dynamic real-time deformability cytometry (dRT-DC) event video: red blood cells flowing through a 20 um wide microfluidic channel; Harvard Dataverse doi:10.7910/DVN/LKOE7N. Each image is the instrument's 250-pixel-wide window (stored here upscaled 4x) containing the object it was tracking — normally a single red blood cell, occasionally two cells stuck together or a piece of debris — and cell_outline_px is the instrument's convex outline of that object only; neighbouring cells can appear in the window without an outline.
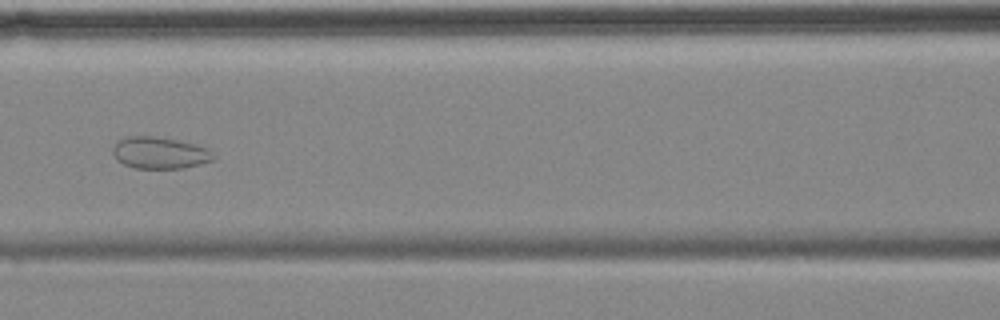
{"species": "common noctule bat (a hibernating species)", "species_latin": "Nyctalus noctula", "temperature_condition": "cold", "stored_images_in_passage": 8, "camera_frame_rate_fps": 3000, "um_per_image_px": 0.085, "animal": {"sex": "female", "body_mass_g": 18.4}, "frame": {"image": 1, "passage_image": 7, "time_ms": 7.333, "image_size_px": [1000, 320], "cell_outline_px": [[216, 156], [212, 160], [200, 164], [184, 168], [132, 168], [116, 160], [112, 152], [112, 148], [116, 140], [128, 136], [152, 136], [176, 140], [196, 144], [208, 148]], "centroid_in_image_um": [13.55, 12.99], "position_along_channel_um": 153.1, "area_um2": 18.79}}